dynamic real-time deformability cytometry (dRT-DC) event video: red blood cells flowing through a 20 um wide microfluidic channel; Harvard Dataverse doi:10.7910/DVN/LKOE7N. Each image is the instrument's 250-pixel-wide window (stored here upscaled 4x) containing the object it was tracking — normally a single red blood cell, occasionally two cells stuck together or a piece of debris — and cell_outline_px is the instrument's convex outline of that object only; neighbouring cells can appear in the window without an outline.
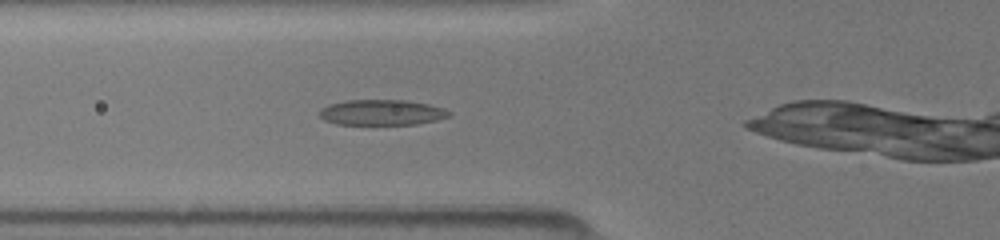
{"species": "common noctule bat (a hibernating species)", "species_latin": "Nyctalus noctula", "temperature_condition": "room temperature", "stored_images_in_passage": 8, "camera_frame_rate_fps": 3000, "um_per_image_px": 0.085, "animal": {"sex": "female", "body_mass_g": 19.5, "forearm_length_mm": 54.1}, "frame": {"image": 1, "passage_image": 5, "time_ms": 1.333, "image_size_px": [1000, 240], "cell_outline_px": [[452, 116], [436, 120], [416, 124], [336, 124], [324, 120], [320, 116], [320, 108], [328, 104], [348, 100], [404, 100], [428, 104], [444, 108], [452, 112]], "centroid_in_image_um": [32.46, 9.55], "position_along_channel_um": 93.3, "area_um2": 19.31}}